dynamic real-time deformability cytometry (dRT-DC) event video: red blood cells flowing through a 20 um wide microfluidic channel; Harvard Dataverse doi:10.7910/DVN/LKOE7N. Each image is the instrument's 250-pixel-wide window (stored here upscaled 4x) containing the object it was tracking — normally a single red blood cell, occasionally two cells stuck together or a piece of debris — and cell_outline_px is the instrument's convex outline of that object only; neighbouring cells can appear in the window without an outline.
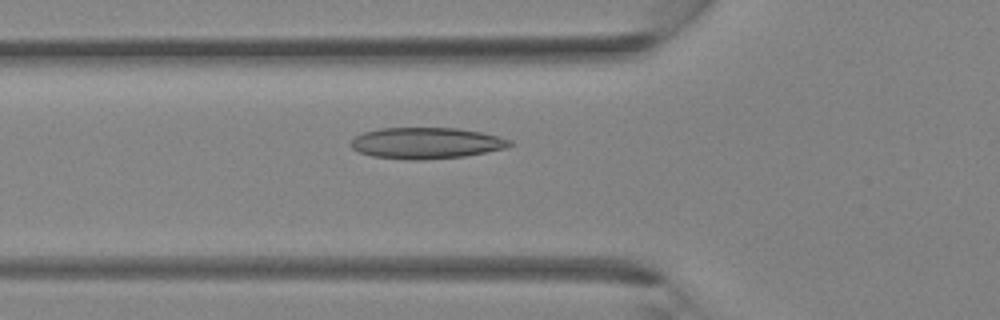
{"species": "Egyptian fruit bat (a non-hibernating species)", "species_latin": "Rousettus aegyptiacus", "temperature_condition": "room temperature", "stored_images_in_passage": 29, "camera_frame_rate_fps": 3000, "um_per_image_px": 0.085, "animal": {"sex": "female"}, "frame": {"image": 1, "passage_image": 5, "time_ms": 1.333, "image_size_px": [1000, 320], "cell_outline_px": [[512, 144], [504, 148], [464, 156], [424, 160], [412, 160], [372, 156], [360, 152], [352, 148], [348, 144], [356, 136], [364, 132], [380, 128], [456, 128], [480, 132], [512, 140]], "centroid_in_image_um": [36.19, 12.16], "position_along_channel_um": 89.6, "area_um2": 28.67}}
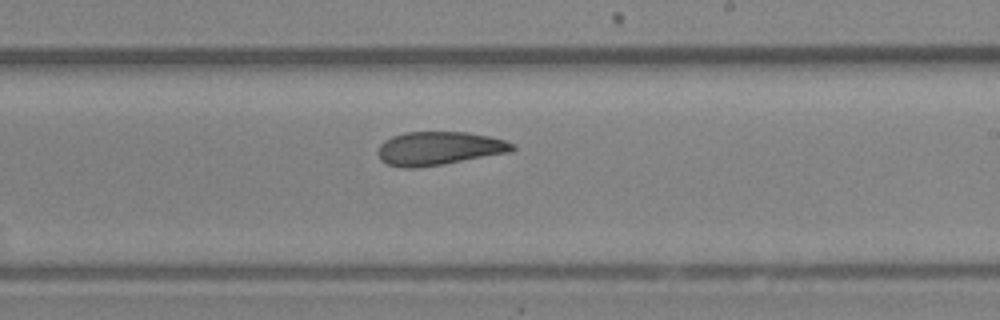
{"frame": {"image": 2, "passage_image": 14, "time_ms": 4.333, "image_size_px": [1000, 320], "cell_outline_px": [[516, 148], [512, 152], [416, 168], [404, 168], [388, 164], [380, 160], [376, 152], [380, 144], [384, 140], [392, 136], [404, 132], [468, 132], [488, 136], [504, 140], [516, 144]], "centroid_in_image_um": [37.3, 12.6], "position_along_channel_um": 251.7, "area_um2": 26.3}}
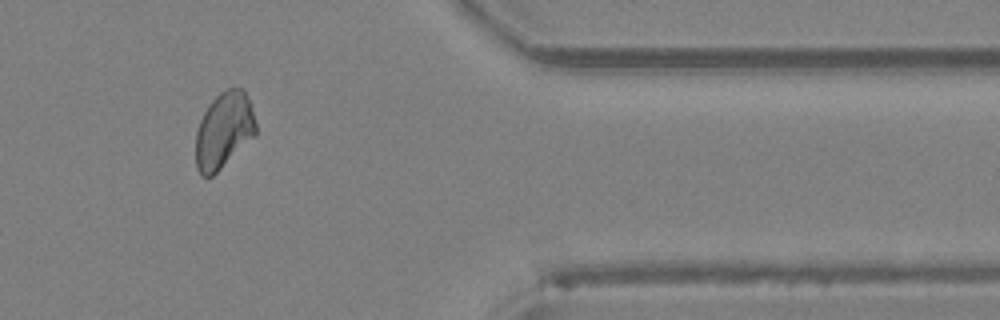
{"frame": {"image": 3, "passage_image": 23, "time_ms": 7.333, "image_size_px": [1000, 320], "cell_outline_px": [[256, 132], [212, 176], [204, 176], [196, 168], [196, 132], [200, 120], [204, 112], [212, 100], [220, 92], [228, 88], [244, 88], [256, 124]], "centroid_in_image_um": [18.99, 11.04], "position_along_channel_um": 392.4, "area_um2": 25.84}}